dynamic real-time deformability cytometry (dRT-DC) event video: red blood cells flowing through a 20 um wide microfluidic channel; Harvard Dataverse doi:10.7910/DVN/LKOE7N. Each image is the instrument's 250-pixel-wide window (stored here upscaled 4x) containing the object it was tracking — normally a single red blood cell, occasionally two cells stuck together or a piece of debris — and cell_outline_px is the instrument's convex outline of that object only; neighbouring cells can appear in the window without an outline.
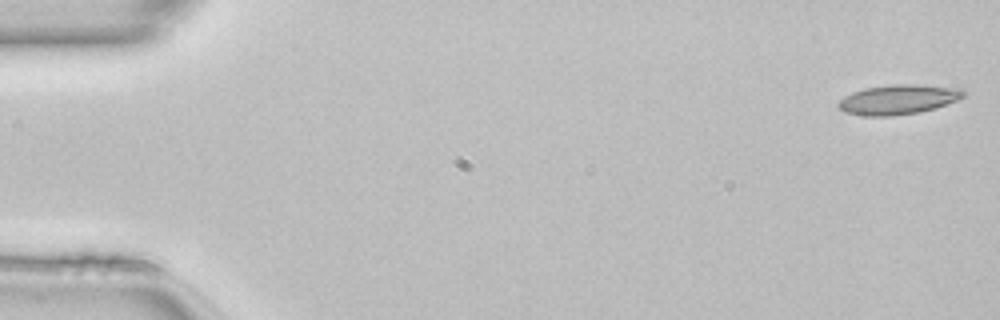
{"species": "common noctule bat (a hibernating species)", "species_latin": "Nyctalus noctula", "temperature_condition": "room temperature", "stored_images_in_passage": 49, "camera_frame_rate_fps": 3000, "um_per_image_px": 0.085, "animal": {"sex": "female", "body_mass_g": 22.7, "forearm_length_mm": 54.2}, "frame": {"image": 1, "passage_image": 1, "time_ms": 0.0, "image_size_px": [1000, 320], "cell_outline_px": [[968, 92], [964, 96], [956, 100], [936, 108], [916, 112], [892, 116], [864, 116], [844, 112], [836, 104], [844, 96], [852, 92], [864, 88], [892, 84], [916, 84], [964, 88]], "centroid_in_image_um": [76.36, 8.44], "position_along_channel_um": 8.6, "area_um2": 21.85}}
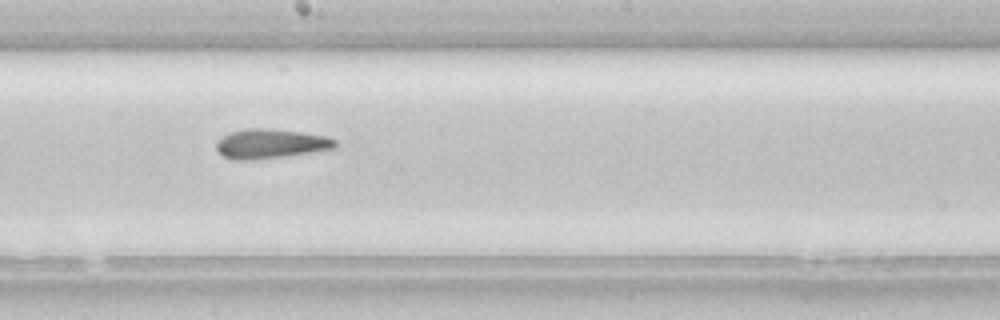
{"frame": {"image": 2, "passage_image": 27, "time_ms": 8.667, "image_size_px": [1000, 320], "cell_outline_px": [[336, 148], [288, 156], [256, 160], [232, 160], [224, 156], [216, 148], [216, 140], [228, 132], [248, 128], [268, 128], [300, 132], [328, 136], [336, 140]], "centroid_in_image_um": [22.98, 12.22], "position_along_channel_um": 225.2, "area_um2": 20.69}}
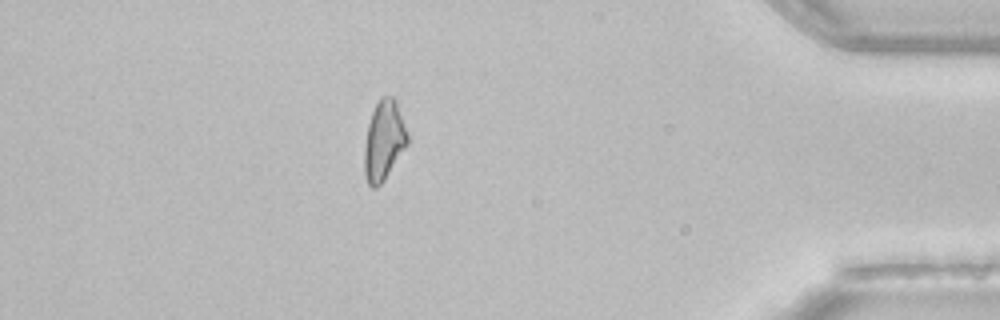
{"frame": {"image": 3, "passage_image": 43, "time_ms": 14.0, "image_size_px": [1000, 320], "cell_outline_px": [[408, 144], [384, 180], [376, 188], [372, 188], [368, 184], [364, 172], [364, 148], [368, 124], [372, 112], [380, 96], [392, 96], [396, 100], [408, 136]], "centroid_in_image_um": [32.62, 11.95], "position_along_channel_um": 402.6, "area_um2": 19.94}, "authors_computed_cell_mechanics": {"area_um2": 20.6346, "velocity_mm_per_s": 4.1566, "shape_relaxation_time_tau1_ms": null, "shape_relaxation_time_tau2_ms": 7.7858, "deformation_change_tau1": null, "deformation_change_tau2": 0.1777}}